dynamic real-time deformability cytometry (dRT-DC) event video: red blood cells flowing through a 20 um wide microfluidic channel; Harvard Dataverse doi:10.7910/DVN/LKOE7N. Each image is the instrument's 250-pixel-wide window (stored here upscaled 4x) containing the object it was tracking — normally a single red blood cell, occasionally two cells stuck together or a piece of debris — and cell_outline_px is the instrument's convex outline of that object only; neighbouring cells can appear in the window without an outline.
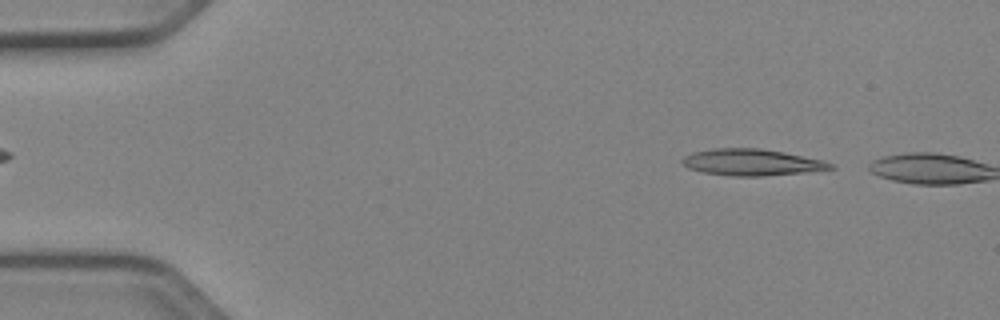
{"species": "Egyptian fruit bat (a non-hibernating species)", "species_latin": "Rousettus aegyptiacus", "temperature_condition": "cold", "stored_images_in_passage": 4, "camera_frame_rate_fps": 3000, "um_per_image_px": 0.085, "animal": {"sex": "female"}, "frame": {"image": 1, "passage_image": 2, "time_ms": 0.333, "image_size_px": [1000, 320], "cell_outline_px": [[836, 168], [804, 172], [764, 176], [732, 176], [704, 172], [688, 168], [680, 160], [684, 156], [692, 152], [712, 148], [760, 148], [784, 152], [824, 160], [832, 164]], "centroid_in_image_um": [63.88, 13.79], "position_along_channel_um": 21.1, "area_um2": 22.89}}